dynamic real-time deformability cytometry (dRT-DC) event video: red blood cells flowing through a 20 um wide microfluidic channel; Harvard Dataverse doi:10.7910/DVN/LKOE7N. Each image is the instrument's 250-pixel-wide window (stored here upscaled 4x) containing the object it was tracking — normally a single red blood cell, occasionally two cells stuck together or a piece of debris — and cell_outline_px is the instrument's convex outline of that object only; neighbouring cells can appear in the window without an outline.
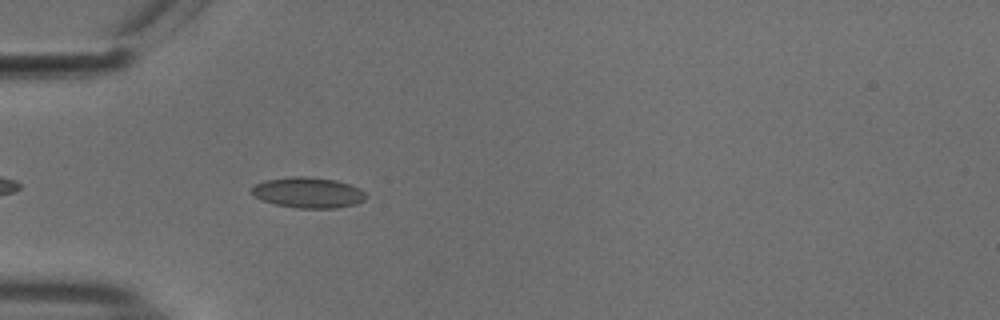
{"species": "common noctule bat (a hibernating species)", "species_latin": "Nyctalus noctula", "temperature_condition": "cold", "stored_images_in_passage": 36, "camera_frame_rate_fps": 3000, "um_per_image_px": 0.085, "animal": {"sex": "male", "body_mass_g": 18.8}, "frame": {"image": 1, "passage_image": 4, "time_ms": 1.0, "image_size_px": [1000, 320], "cell_outline_px": [[368, 196], [364, 200], [356, 204], [336, 208], [296, 208], [276, 204], [260, 200], [248, 192], [256, 184], [264, 180], [288, 176], [304, 176], [336, 180], [360, 188]], "centroid_in_image_um": [26.16, 16.37], "position_along_channel_um": 58.8, "area_um2": 20.63}}
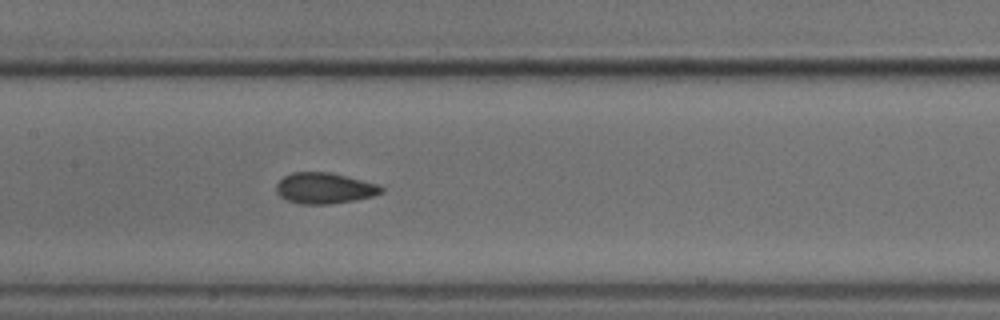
{"frame": {"image": 2, "passage_image": 14, "time_ms": 4.333, "image_size_px": [1000, 320], "cell_outline_px": [[384, 192], [372, 196], [356, 200], [328, 204], [300, 204], [288, 200], [280, 196], [276, 192], [276, 184], [284, 176], [292, 172], [332, 172], [380, 184], [384, 188]], "centroid_in_image_um": [27.61, 15.99], "position_along_channel_um": 179.8, "area_um2": 19.13}}
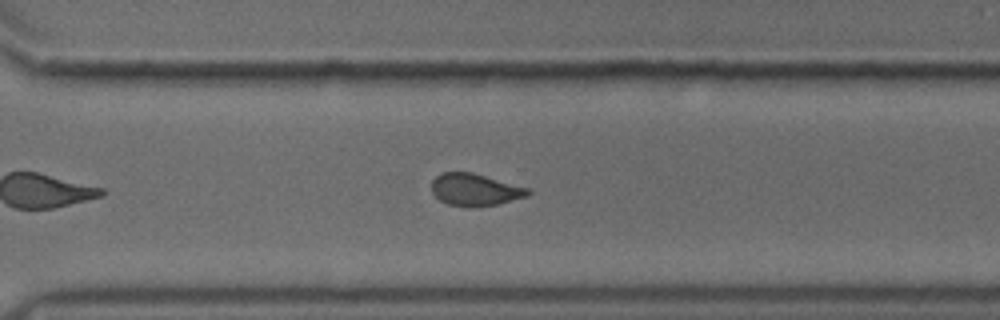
{"frame": {"image": 3, "passage_image": 26, "time_ms": 8.333, "image_size_px": [1000, 320], "cell_outline_px": [[532, 192], [528, 196], [496, 204], [472, 208], [468, 208], [448, 204], [440, 200], [432, 192], [432, 180], [436, 176], [444, 172], [472, 172], [528, 188]], "centroid_in_image_um": [40.36, 16.13], "position_along_channel_um": 330.2, "area_um2": 18.03}, "authors_computed_cell_mechanics": {"area_um2": 18.496, "velocity_mm_per_s": 3.7715, "shape_relaxation_time_tau1_ms": 7.1442, "shape_relaxation_time_tau2_ms": 2.0054, "deformation_change_tau1": 0.1211, "deformation_change_tau2": 0.075}}